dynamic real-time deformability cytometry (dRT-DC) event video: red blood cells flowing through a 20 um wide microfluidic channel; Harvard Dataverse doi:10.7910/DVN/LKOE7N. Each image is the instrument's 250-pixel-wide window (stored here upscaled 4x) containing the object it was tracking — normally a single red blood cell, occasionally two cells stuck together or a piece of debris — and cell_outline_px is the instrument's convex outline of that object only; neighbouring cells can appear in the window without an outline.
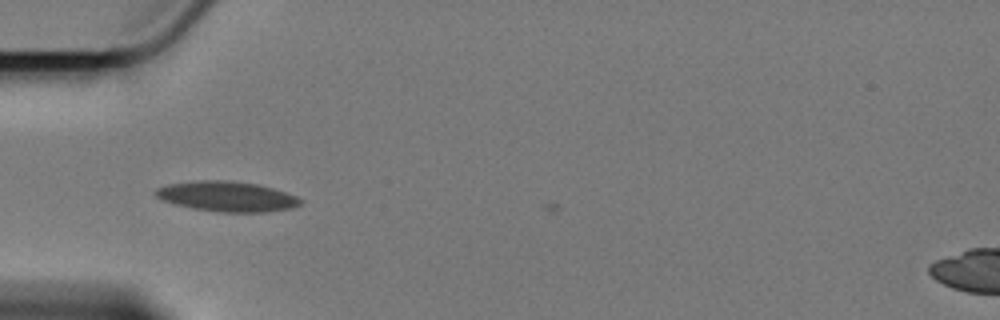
{"species": "Egyptian fruit bat (a non-hibernating species)", "species_latin": "Rousettus aegyptiacus", "temperature_condition": "cold", "stored_images_in_passage": 34, "camera_frame_rate_fps": 3000, "um_per_image_px": 0.085, "animal": {"sex": "female"}, "frame": {"image": 1, "passage_image": 2, "time_ms": 0.333, "image_size_px": [1000, 320], "cell_outline_px": [[304, 200], [300, 204], [292, 208], [264, 212], [220, 212], [192, 208], [160, 200], [152, 192], [156, 188], [168, 184], [200, 180], [228, 180], [256, 184], [272, 188], [296, 196]], "centroid_in_image_um": [19.26, 16.7], "position_along_channel_um": 65.7, "area_um2": 25.43}}
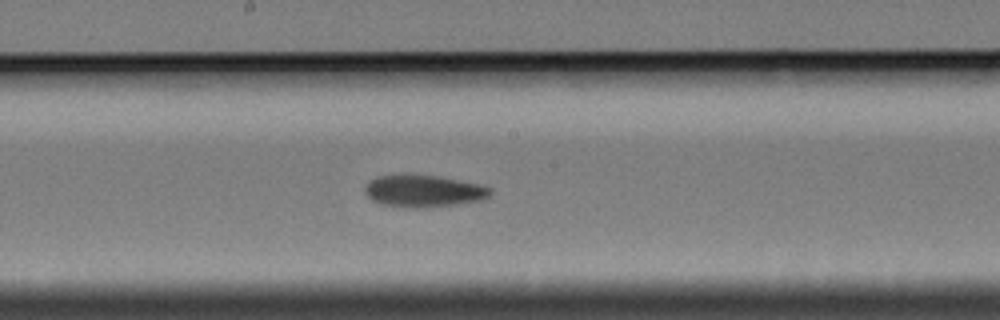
{"frame": {"image": 2, "passage_image": 15, "time_ms": 4.667, "image_size_px": [1000, 320], "cell_outline_px": [[492, 192], [484, 200], [456, 204], [416, 208], [412, 208], [380, 204], [372, 200], [364, 192], [364, 188], [368, 180], [376, 176], [400, 172], [408, 172], [440, 176], [476, 184], [492, 188]], "centroid_in_image_um": [35.92, 16.19], "position_along_channel_um": 212.3, "area_um2": 24.1}}
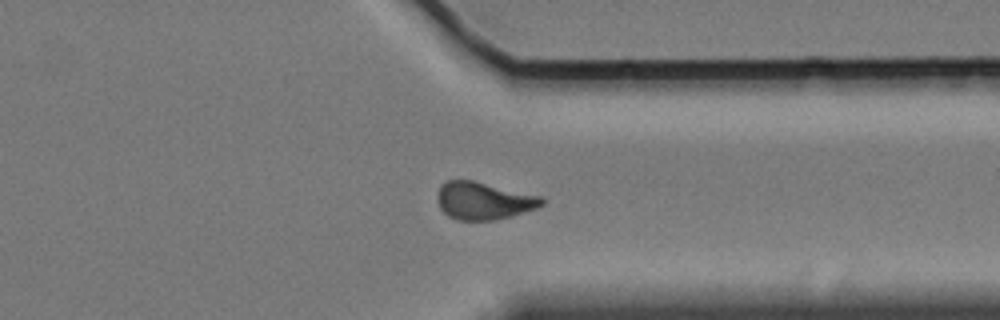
{"frame": {"image": 3, "passage_image": 29, "time_ms": 9.333, "image_size_px": [1000, 320], "cell_outline_px": [[544, 204], [536, 208], [496, 220], [456, 220], [448, 216], [440, 208], [436, 196], [440, 184], [444, 180], [472, 180], [540, 196], [544, 200]], "centroid_in_image_um": [41.05, 17.06], "position_along_channel_um": 370.3, "area_um2": 22.77}}